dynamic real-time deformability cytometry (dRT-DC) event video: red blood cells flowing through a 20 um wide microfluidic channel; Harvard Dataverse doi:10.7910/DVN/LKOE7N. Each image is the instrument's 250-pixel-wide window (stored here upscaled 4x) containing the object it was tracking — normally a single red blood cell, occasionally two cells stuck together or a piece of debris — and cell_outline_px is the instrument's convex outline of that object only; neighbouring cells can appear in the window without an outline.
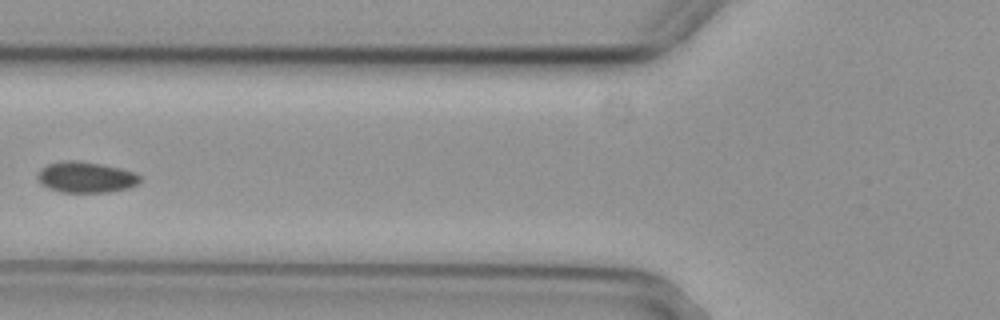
{"species": "common noctule bat (a hibernating species)", "species_latin": "Nyctalus noctula", "temperature_condition": "cold", "stored_images_in_passage": 6, "camera_frame_rate_fps": 3000, "um_per_image_px": 0.085, "animal": {"sex": "female", "body_mass_g": 29.2, "forearm_length_mm": 56.3}, "frame": {"image": 1, "passage_image": 6, "time_ms": 1.667, "image_size_px": [1000, 320], "cell_outline_px": [[140, 180], [136, 184], [128, 188], [108, 192], [60, 192], [48, 188], [40, 184], [36, 180], [36, 176], [40, 168], [48, 164], [64, 160], [76, 160], [100, 164], [120, 168], [132, 172], [140, 176]], "centroid_in_image_um": [7.22, 15.06], "position_along_channel_um": 118.6, "area_um2": 18.5}}